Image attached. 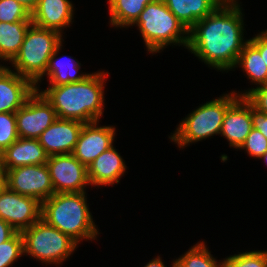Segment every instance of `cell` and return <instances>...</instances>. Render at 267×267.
Wrapping results in <instances>:
<instances>
[{
	"mask_svg": "<svg viewBox=\"0 0 267 267\" xmlns=\"http://www.w3.org/2000/svg\"><path fill=\"white\" fill-rule=\"evenodd\" d=\"M35 85L9 66H0V113H16L35 92Z\"/></svg>",
	"mask_w": 267,
	"mask_h": 267,
	"instance_id": "5bb4252c",
	"label": "cell"
},
{
	"mask_svg": "<svg viewBox=\"0 0 267 267\" xmlns=\"http://www.w3.org/2000/svg\"><path fill=\"white\" fill-rule=\"evenodd\" d=\"M32 21L0 22V60L9 63L18 54Z\"/></svg>",
	"mask_w": 267,
	"mask_h": 267,
	"instance_id": "44dd1931",
	"label": "cell"
},
{
	"mask_svg": "<svg viewBox=\"0 0 267 267\" xmlns=\"http://www.w3.org/2000/svg\"><path fill=\"white\" fill-rule=\"evenodd\" d=\"M54 193L86 192L87 167L72 153L49 156L46 162Z\"/></svg>",
	"mask_w": 267,
	"mask_h": 267,
	"instance_id": "ba28073f",
	"label": "cell"
},
{
	"mask_svg": "<svg viewBox=\"0 0 267 267\" xmlns=\"http://www.w3.org/2000/svg\"><path fill=\"white\" fill-rule=\"evenodd\" d=\"M84 123L57 118L38 140L48 156L72 153Z\"/></svg>",
	"mask_w": 267,
	"mask_h": 267,
	"instance_id": "4fadbf2b",
	"label": "cell"
},
{
	"mask_svg": "<svg viewBox=\"0 0 267 267\" xmlns=\"http://www.w3.org/2000/svg\"><path fill=\"white\" fill-rule=\"evenodd\" d=\"M176 267H223V260L218 262L206 243L200 241L176 258Z\"/></svg>",
	"mask_w": 267,
	"mask_h": 267,
	"instance_id": "cb8c5ba5",
	"label": "cell"
},
{
	"mask_svg": "<svg viewBox=\"0 0 267 267\" xmlns=\"http://www.w3.org/2000/svg\"><path fill=\"white\" fill-rule=\"evenodd\" d=\"M17 231L0 218V243L9 240Z\"/></svg>",
	"mask_w": 267,
	"mask_h": 267,
	"instance_id": "d6a6232c",
	"label": "cell"
},
{
	"mask_svg": "<svg viewBox=\"0 0 267 267\" xmlns=\"http://www.w3.org/2000/svg\"><path fill=\"white\" fill-rule=\"evenodd\" d=\"M59 32L31 24L18 54L10 62L15 72L35 84L44 74L56 47L63 42Z\"/></svg>",
	"mask_w": 267,
	"mask_h": 267,
	"instance_id": "8992f818",
	"label": "cell"
},
{
	"mask_svg": "<svg viewBox=\"0 0 267 267\" xmlns=\"http://www.w3.org/2000/svg\"><path fill=\"white\" fill-rule=\"evenodd\" d=\"M108 75L107 71H98L80 82L37 91L52 105L59 119L91 123L103 116L104 83Z\"/></svg>",
	"mask_w": 267,
	"mask_h": 267,
	"instance_id": "7a4b0ae2",
	"label": "cell"
},
{
	"mask_svg": "<svg viewBox=\"0 0 267 267\" xmlns=\"http://www.w3.org/2000/svg\"><path fill=\"white\" fill-rule=\"evenodd\" d=\"M239 97H245L254 108L267 114V84L256 88H251L243 92H237Z\"/></svg>",
	"mask_w": 267,
	"mask_h": 267,
	"instance_id": "f546056e",
	"label": "cell"
},
{
	"mask_svg": "<svg viewBox=\"0 0 267 267\" xmlns=\"http://www.w3.org/2000/svg\"><path fill=\"white\" fill-rule=\"evenodd\" d=\"M238 98L237 93L231 91L198 106L181 120L169 139L183 150V147L191 143L206 140L213 135H220L225 113Z\"/></svg>",
	"mask_w": 267,
	"mask_h": 267,
	"instance_id": "5b68a950",
	"label": "cell"
},
{
	"mask_svg": "<svg viewBox=\"0 0 267 267\" xmlns=\"http://www.w3.org/2000/svg\"><path fill=\"white\" fill-rule=\"evenodd\" d=\"M144 267H166L160 256L150 260Z\"/></svg>",
	"mask_w": 267,
	"mask_h": 267,
	"instance_id": "e575fe53",
	"label": "cell"
},
{
	"mask_svg": "<svg viewBox=\"0 0 267 267\" xmlns=\"http://www.w3.org/2000/svg\"><path fill=\"white\" fill-rule=\"evenodd\" d=\"M74 6L70 0H39L31 12V21L38 27L52 29L63 34L64 28L73 22Z\"/></svg>",
	"mask_w": 267,
	"mask_h": 267,
	"instance_id": "2e32d148",
	"label": "cell"
},
{
	"mask_svg": "<svg viewBox=\"0 0 267 267\" xmlns=\"http://www.w3.org/2000/svg\"><path fill=\"white\" fill-rule=\"evenodd\" d=\"M253 128L259 130L267 138V114L258 111L251 104Z\"/></svg>",
	"mask_w": 267,
	"mask_h": 267,
	"instance_id": "4dcf8cb0",
	"label": "cell"
},
{
	"mask_svg": "<svg viewBox=\"0 0 267 267\" xmlns=\"http://www.w3.org/2000/svg\"><path fill=\"white\" fill-rule=\"evenodd\" d=\"M153 0H108L110 24L113 27L127 28L132 26Z\"/></svg>",
	"mask_w": 267,
	"mask_h": 267,
	"instance_id": "603a6c76",
	"label": "cell"
},
{
	"mask_svg": "<svg viewBox=\"0 0 267 267\" xmlns=\"http://www.w3.org/2000/svg\"><path fill=\"white\" fill-rule=\"evenodd\" d=\"M99 121L84 123L72 155L86 167L114 143L115 126H99Z\"/></svg>",
	"mask_w": 267,
	"mask_h": 267,
	"instance_id": "7c38bea8",
	"label": "cell"
},
{
	"mask_svg": "<svg viewBox=\"0 0 267 267\" xmlns=\"http://www.w3.org/2000/svg\"><path fill=\"white\" fill-rule=\"evenodd\" d=\"M167 8L189 31L195 23L209 15L220 0H163Z\"/></svg>",
	"mask_w": 267,
	"mask_h": 267,
	"instance_id": "ffe728a7",
	"label": "cell"
},
{
	"mask_svg": "<svg viewBox=\"0 0 267 267\" xmlns=\"http://www.w3.org/2000/svg\"><path fill=\"white\" fill-rule=\"evenodd\" d=\"M259 159L265 160L264 162H266V165H267V151Z\"/></svg>",
	"mask_w": 267,
	"mask_h": 267,
	"instance_id": "74e56055",
	"label": "cell"
},
{
	"mask_svg": "<svg viewBox=\"0 0 267 267\" xmlns=\"http://www.w3.org/2000/svg\"><path fill=\"white\" fill-rule=\"evenodd\" d=\"M62 42L56 47L54 53L49 59L45 74L34 84L35 89L39 90V82L44 80L46 75L49 78L50 86H61L69 83L80 82L84 80L90 73H78L80 71L81 63L73 57H57L62 49ZM38 85V86H37Z\"/></svg>",
	"mask_w": 267,
	"mask_h": 267,
	"instance_id": "d6986e66",
	"label": "cell"
},
{
	"mask_svg": "<svg viewBox=\"0 0 267 267\" xmlns=\"http://www.w3.org/2000/svg\"><path fill=\"white\" fill-rule=\"evenodd\" d=\"M31 21V12L15 0H0V22Z\"/></svg>",
	"mask_w": 267,
	"mask_h": 267,
	"instance_id": "4316f807",
	"label": "cell"
},
{
	"mask_svg": "<svg viewBox=\"0 0 267 267\" xmlns=\"http://www.w3.org/2000/svg\"><path fill=\"white\" fill-rule=\"evenodd\" d=\"M239 3H220L189 30L187 49L218 71L235 68L249 39L244 40V14ZM245 41V42H244Z\"/></svg>",
	"mask_w": 267,
	"mask_h": 267,
	"instance_id": "6da1fadb",
	"label": "cell"
},
{
	"mask_svg": "<svg viewBox=\"0 0 267 267\" xmlns=\"http://www.w3.org/2000/svg\"><path fill=\"white\" fill-rule=\"evenodd\" d=\"M236 67H241L247 78L258 85L257 87L267 84V66L259 50L250 41L243 47Z\"/></svg>",
	"mask_w": 267,
	"mask_h": 267,
	"instance_id": "7402d4cb",
	"label": "cell"
},
{
	"mask_svg": "<svg viewBox=\"0 0 267 267\" xmlns=\"http://www.w3.org/2000/svg\"><path fill=\"white\" fill-rule=\"evenodd\" d=\"M240 149L245 150L250 157L259 159L267 151V138L259 130L252 128Z\"/></svg>",
	"mask_w": 267,
	"mask_h": 267,
	"instance_id": "f1b7e54d",
	"label": "cell"
},
{
	"mask_svg": "<svg viewBox=\"0 0 267 267\" xmlns=\"http://www.w3.org/2000/svg\"><path fill=\"white\" fill-rule=\"evenodd\" d=\"M7 187L6 171L0 168V193Z\"/></svg>",
	"mask_w": 267,
	"mask_h": 267,
	"instance_id": "d590c367",
	"label": "cell"
},
{
	"mask_svg": "<svg viewBox=\"0 0 267 267\" xmlns=\"http://www.w3.org/2000/svg\"><path fill=\"white\" fill-rule=\"evenodd\" d=\"M223 267H267V250L230 255L223 259Z\"/></svg>",
	"mask_w": 267,
	"mask_h": 267,
	"instance_id": "d4e9b609",
	"label": "cell"
},
{
	"mask_svg": "<svg viewBox=\"0 0 267 267\" xmlns=\"http://www.w3.org/2000/svg\"><path fill=\"white\" fill-rule=\"evenodd\" d=\"M19 3H21L23 6H25L30 12H32L37 4L39 0H15Z\"/></svg>",
	"mask_w": 267,
	"mask_h": 267,
	"instance_id": "836d02e7",
	"label": "cell"
},
{
	"mask_svg": "<svg viewBox=\"0 0 267 267\" xmlns=\"http://www.w3.org/2000/svg\"><path fill=\"white\" fill-rule=\"evenodd\" d=\"M15 117L19 137L31 139H38L58 118L52 105L37 90L15 113Z\"/></svg>",
	"mask_w": 267,
	"mask_h": 267,
	"instance_id": "30bf717a",
	"label": "cell"
},
{
	"mask_svg": "<svg viewBox=\"0 0 267 267\" xmlns=\"http://www.w3.org/2000/svg\"><path fill=\"white\" fill-rule=\"evenodd\" d=\"M126 167L124 159L112 145L87 167L89 184L94 187L118 184Z\"/></svg>",
	"mask_w": 267,
	"mask_h": 267,
	"instance_id": "e0dca14e",
	"label": "cell"
},
{
	"mask_svg": "<svg viewBox=\"0 0 267 267\" xmlns=\"http://www.w3.org/2000/svg\"><path fill=\"white\" fill-rule=\"evenodd\" d=\"M172 267H176V260L173 261Z\"/></svg>",
	"mask_w": 267,
	"mask_h": 267,
	"instance_id": "f35d334b",
	"label": "cell"
},
{
	"mask_svg": "<svg viewBox=\"0 0 267 267\" xmlns=\"http://www.w3.org/2000/svg\"><path fill=\"white\" fill-rule=\"evenodd\" d=\"M253 128L251 103L239 97L226 111L220 135L225 137L230 147L240 149Z\"/></svg>",
	"mask_w": 267,
	"mask_h": 267,
	"instance_id": "9a60e30c",
	"label": "cell"
},
{
	"mask_svg": "<svg viewBox=\"0 0 267 267\" xmlns=\"http://www.w3.org/2000/svg\"><path fill=\"white\" fill-rule=\"evenodd\" d=\"M21 233L24 255H29L45 265H62L78 247L74 240L42 218Z\"/></svg>",
	"mask_w": 267,
	"mask_h": 267,
	"instance_id": "52a82bcc",
	"label": "cell"
},
{
	"mask_svg": "<svg viewBox=\"0 0 267 267\" xmlns=\"http://www.w3.org/2000/svg\"><path fill=\"white\" fill-rule=\"evenodd\" d=\"M136 25L141 33L147 51L159 53L166 46L183 45L189 42V31L167 8L163 0H153L140 13Z\"/></svg>",
	"mask_w": 267,
	"mask_h": 267,
	"instance_id": "277c9868",
	"label": "cell"
},
{
	"mask_svg": "<svg viewBox=\"0 0 267 267\" xmlns=\"http://www.w3.org/2000/svg\"><path fill=\"white\" fill-rule=\"evenodd\" d=\"M222 3H238V0H220Z\"/></svg>",
	"mask_w": 267,
	"mask_h": 267,
	"instance_id": "8d00e7d4",
	"label": "cell"
},
{
	"mask_svg": "<svg viewBox=\"0 0 267 267\" xmlns=\"http://www.w3.org/2000/svg\"><path fill=\"white\" fill-rule=\"evenodd\" d=\"M87 204L86 192L54 193L42 203L41 218L77 244L100 234Z\"/></svg>",
	"mask_w": 267,
	"mask_h": 267,
	"instance_id": "3957f363",
	"label": "cell"
},
{
	"mask_svg": "<svg viewBox=\"0 0 267 267\" xmlns=\"http://www.w3.org/2000/svg\"><path fill=\"white\" fill-rule=\"evenodd\" d=\"M7 187L24 196L43 203L54 194L48 166L27 165L6 171Z\"/></svg>",
	"mask_w": 267,
	"mask_h": 267,
	"instance_id": "9c48e42d",
	"label": "cell"
},
{
	"mask_svg": "<svg viewBox=\"0 0 267 267\" xmlns=\"http://www.w3.org/2000/svg\"><path fill=\"white\" fill-rule=\"evenodd\" d=\"M24 255L23 236L16 232L9 240L0 243V267H10Z\"/></svg>",
	"mask_w": 267,
	"mask_h": 267,
	"instance_id": "484cf974",
	"label": "cell"
},
{
	"mask_svg": "<svg viewBox=\"0 0 267 267\" xmlns=\"http://www.w3.org/2000/svg\"><path fill=\"white\" fill-rule=\"evenodd\" d=\"M249 41L259 50L267 66V29L255 35Z\"/></svg>",
	"mask_w": 267,
	"mask_h": 267,
	"instance_id": "1f68e13d",
	"label": "cell"
},
{
	"mask_svg": "<svg viewBox=\"0 0 267 267\" xmlns=\"http://www.w3.org/2000/svg\"><path fill=\"white\" fill-rule=\"evenodd\" d=\"M42 203L6 187L0 193V218L17 232L29 228L41 218Z\"/></svg>",
	"mask_w": 267,
	"mask_h": 267,
	"instance_id": "8fae6325",
	"label": "cell"
},
{
	"mask_svg": "<svg viewBox=\"0 0 267 267\" xmlns=\"http://www.w3.org/2000/svg\"><path fill=\"white\" fill-rule=\"evenodd\" d=\"M19 138L15 113H0V153Z\"/></svg>",
	"mask_w": 267,
	"mask_h": 267,
	"instance_id": "83f0119b",
	"label": "cell"
},
{
	"mask_svg": "<svg viewBox=\"0 0 267 267\" xmlns=\"http://www.w3.org/2000/svg\"><path fill=\"white\" fill-rule=\"evenodd\" d=\"M48 157L38 139L19 137L1 153V167L7 171L27 165H42Z\"/></svg>",
	"mask_w": 267,
	"mask_h": 267,
	"instance_id": "ac0fdd59",
	"label": "cell"
}]
</instances>
